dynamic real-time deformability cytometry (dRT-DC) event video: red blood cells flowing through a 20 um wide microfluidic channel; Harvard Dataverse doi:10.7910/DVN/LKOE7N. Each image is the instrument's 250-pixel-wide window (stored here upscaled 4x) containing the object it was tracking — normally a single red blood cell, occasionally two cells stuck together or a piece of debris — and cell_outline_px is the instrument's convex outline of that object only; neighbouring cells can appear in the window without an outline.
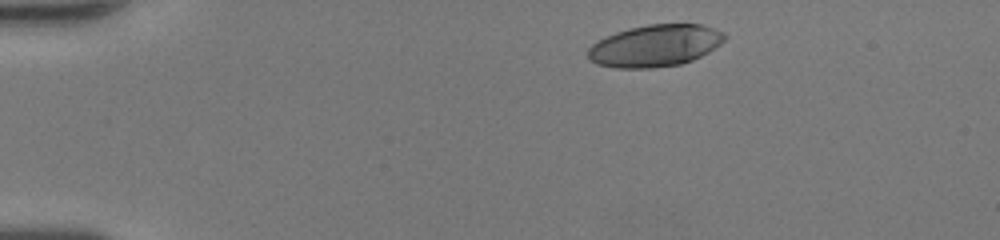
{"species": "human", "species_latin": "Homo sapiens", "temperature_condition": "room temperature", "stored_images_in_passage": 41, "camera_frame_rate_fps": 3000, "um_per_image_px": 0.085, "donor": {"sex": "female"}, "frame": {"image": 1, "passage_image": 1, "time_ms": 0.0, "image_size_px": [1000, 240], "cell_outline_px": [[728, 36], [720, 44], [708, 52], [692, 60], [680, 64], [652, 68], [616, 68], [596, 64], [588, 60], [588, 48], [592, 44], [616, 32], [628, 28], [648, 24], [700, 24], [724, 32]], "centroid_in_image_um": [55.67, 3.89], "position_along_channel_um": 29.3, "area_um2": 33.35}}
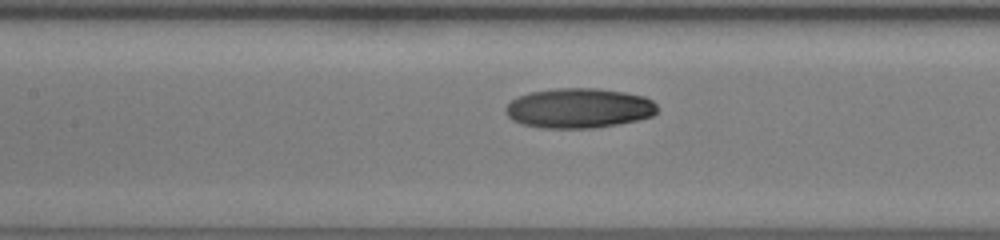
{"frame": {"image": 2, "passage_image": 16, "time_ms": 5.0, "image_size_px": [1000, 240], "cell_outline_px": [[656, 112], [652, 116], [636, 120], [616, 124], [592, 128], [540, 128], [524, 124], [512, 120], [504, 112], [504, 108], [516, 96], [532, 92], [556, 88], [596, 88], [624, 92], [644, 96], [652, 100], [656, 104]], "centroid_in_image_um": [49.17, 9.19], "position_along_channel_um": 158.2, "area_um2": 35.2}}
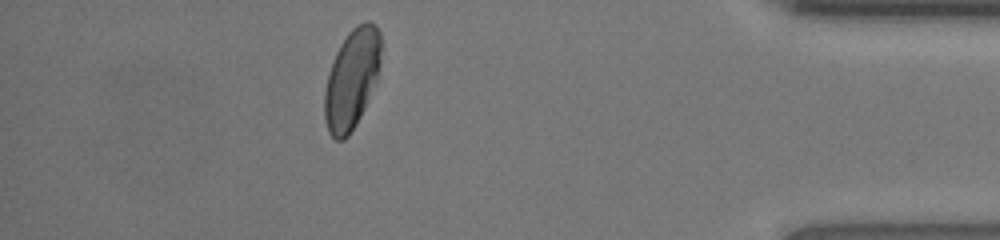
{"frame": {"image": 3, "passage_image": 36, "time_ms": 11.667, "image_size_px": [1000, 240], "cell_outline_px": [[380, 64], [376, 80], [364, 108], [356, 124], [348, 136], [344, 140], [336, 140], [328, 132], [324, 120], [324, 92], [328, 72], [336, 52], [340, 44], [348, 32], [352, 28], [368, 20], [380, 32]], "centroid_in_image_um": [29.87, 6.74], "position_along_channel_um": 405.3, "area_um2": 32.6}, "authors_computed_cell_mechanics": {"area_um2": 34.2754, "velocity_mm_per_s": 4.3038, "shape_relaxation_time_tau1_ms": 5.3071, "shape_relaxation_time_tau2_ms": 2.0114, "deformation_change_tau1": 0.1857, "deformation_change_tau2": 0.0502}}